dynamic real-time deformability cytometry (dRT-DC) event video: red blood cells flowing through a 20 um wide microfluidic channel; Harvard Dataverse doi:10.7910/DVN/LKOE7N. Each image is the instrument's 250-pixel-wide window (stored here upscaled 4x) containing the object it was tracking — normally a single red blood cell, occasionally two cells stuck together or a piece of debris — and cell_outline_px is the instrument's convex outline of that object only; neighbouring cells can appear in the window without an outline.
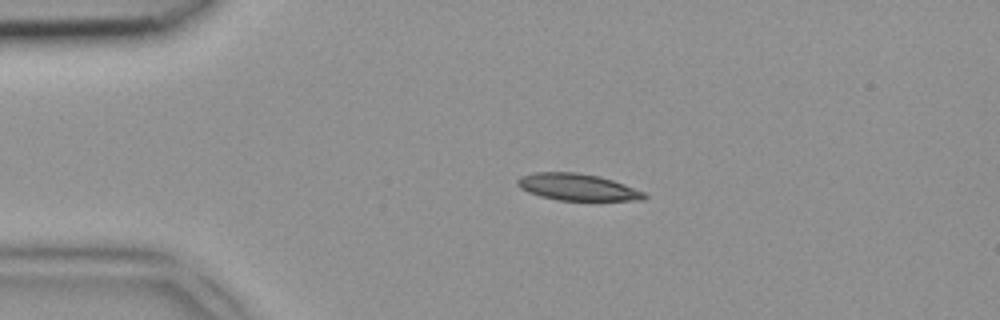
{"species": "common noctule bat (a hibernating species)", "species_latin": "Nyctalus noctula", "temperature_condition": "room temperature", "stored_images_in_passage": 4, "camera_frame_rate_fps": 3000, "um_per_image_px": 0.085, "animal": {"sex": "female", "body_mass_g": 18.4}, "frame": {"image": 1, "passage_image": 4, "time_ms": 1.0, "image_size_px": [1000, 320], "cell_outline_px": [[648, 196], [644, 200], [556, 200], [540, 196], [528, 192], [520, 188], [516, 184], [516, 180], [520, 176], [536, 172], [576, 172], [600, 176], [624, 184], [644, 192]], "centroid_in_image_um": [49.05, 15.9], "position_along_channel_um": 35.9, "area_um2": 19.83}}